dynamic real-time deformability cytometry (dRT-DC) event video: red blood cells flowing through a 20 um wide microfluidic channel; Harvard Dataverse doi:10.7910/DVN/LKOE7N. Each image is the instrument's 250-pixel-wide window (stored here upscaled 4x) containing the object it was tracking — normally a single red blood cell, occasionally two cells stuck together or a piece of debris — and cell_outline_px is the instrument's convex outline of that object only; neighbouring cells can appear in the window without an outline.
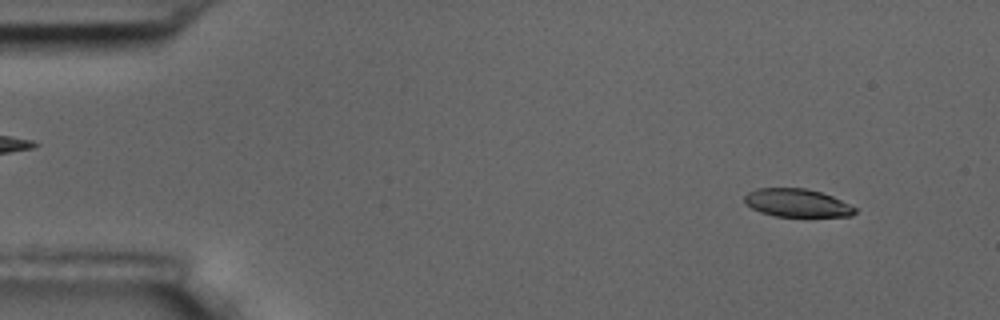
{"species": "common noctule bat (a hibernating species)", "species_latin": "Nyctalus noctula", "temperature_condition": "room temperature", "stored_images_in_passage": 4, "camera_frame_rate_fps": 3000, "um_per_image_px": 0.085, "animal": {"sex": "male", "body_mass_g": 17.5, "forearm_length_mm": 52.3}, "frame": {"image": 1, "passage_image": 1, "time_ms": 0.0, "image_size_px": [1000, 320], "cell_outline_px": [[856, 212], [852, 216], [776, 216], [760, 212], [752, 208], [744, 200], [744, 196], [748, 192], [756, 188], [804, 188], [820, 192], [832, 196], [856, 208]], "centroid_in_image_um": [67.73, 17.24], "position_along_channel_um": 17.3, "area_um2": 17.86}}
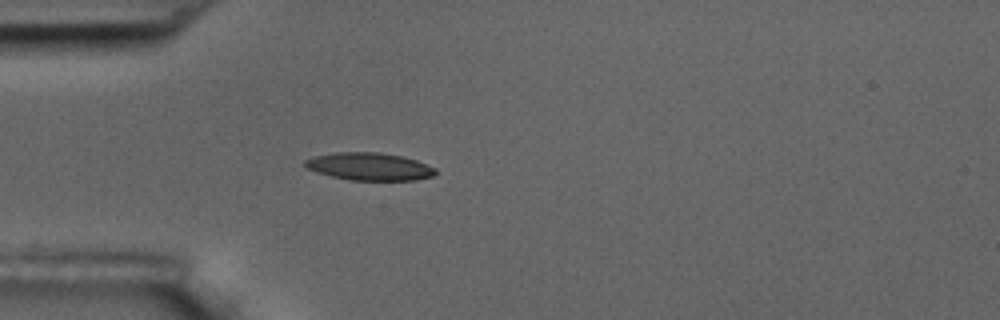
{"frame": {"image": 2, "passage_image": 4, "time_ms": 3.667, "image_size_px": [1000, 320], "cell_outline_px": [[436, 172], [432, 176], [416, 180], [348, 180], [316, 172], [308, 168], [304, 164], [304, 160], [316, 156], [336, 152], [380, 152], [400, 156], [416, 160], [436, 168]], "centroid_in_image_um": [31.4, 14.15], "position_along_channel_um": 53.6, "area_um2": 20.87}}